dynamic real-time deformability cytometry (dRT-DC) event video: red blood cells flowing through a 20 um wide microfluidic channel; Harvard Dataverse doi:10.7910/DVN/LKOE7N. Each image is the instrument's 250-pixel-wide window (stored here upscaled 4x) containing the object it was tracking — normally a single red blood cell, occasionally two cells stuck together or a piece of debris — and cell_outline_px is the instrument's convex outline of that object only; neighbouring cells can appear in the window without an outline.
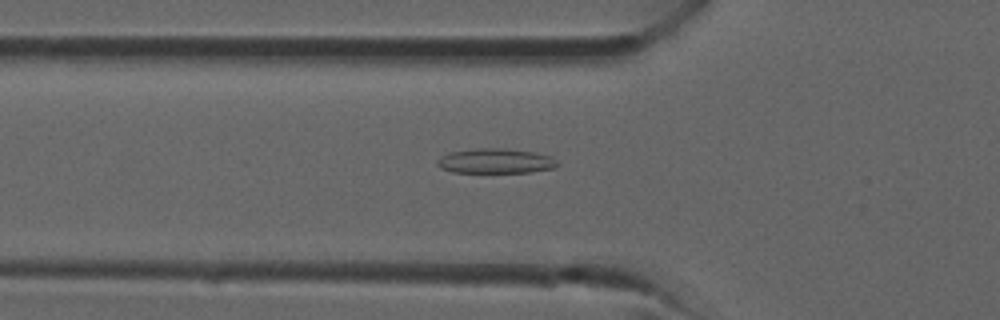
{"species": "common noctule bat (a hibernating species)", "species_latin": "Nyctalus noctula", "temperature_condition": "room temperature", "stored_images_in_passage": 30, "camera_frame_rate_fps": 3000, "um_per_image_px": 0.085, "animal": {"sex": "male", "forearm_length_mm": 52.5}, "frame": {"image": 1, "passage_image": 7, "time_ms": 2.0, "image_size_px": [1000, 320], "cell_outline_px": [[560, 164], [552, 168], [528, 172], [452, 172], [440, 168], [436, 164], [436, 160], [440, 156], [452, 152], [480, 148], [504, 148], [536, 152], [552, 156]], "centroid_in_image_um": [42.12, 13.68], "position_along_channel_um": 83.7, "area_um2": 17.4}}
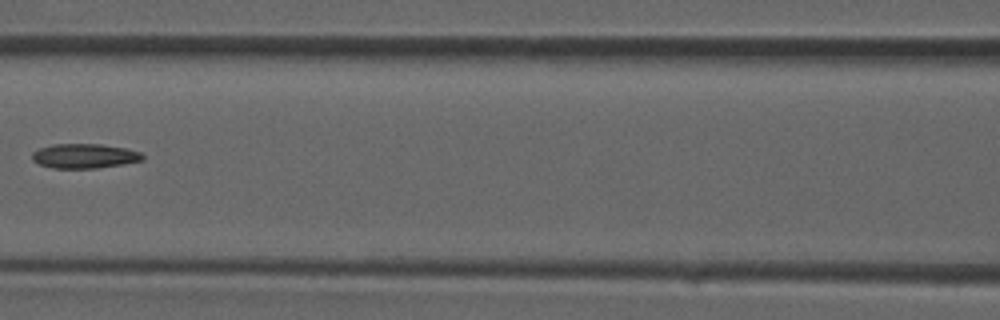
{"frame": {"image": 2, "passage_image": 11, "time_ms": 3.333, "image_size_px": [1000, 320], "cell_outline_px": [[144, 160], [124, 164], [96, 168], [56, 168], [40, 164], [32, 160], [32, 152], [40, 148], [52, 144], [100, 144], [128, 148], [140, 152], [144, 156]], "centroid_in_image_um": [7.21, 13.25], "position_along_channel_um": 159.4, "area_um2": 15.84}}
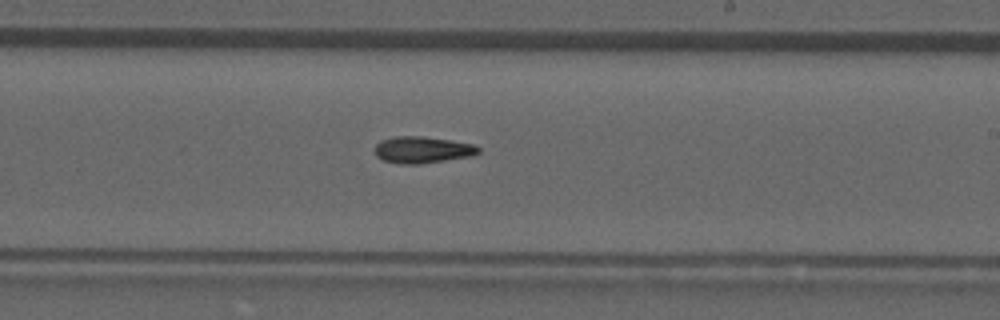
{"frame": {"image": 3, "passage_image": 16, "time_ms": 5.0, "image_size_px": [1000, 320], "cell_outline_px": [[480, 152], [472, 156], [420, 164], [400, 164], [384, 160], [376, 156], [376, 144], [380, 140], [396, 136], [420, 136], [452, 140], [472, 144], [480, 148]], "centroid_in_image_um": [35.91, 12.73], "position_along_channel_um": 253.1, "area_um2": 16.07}}